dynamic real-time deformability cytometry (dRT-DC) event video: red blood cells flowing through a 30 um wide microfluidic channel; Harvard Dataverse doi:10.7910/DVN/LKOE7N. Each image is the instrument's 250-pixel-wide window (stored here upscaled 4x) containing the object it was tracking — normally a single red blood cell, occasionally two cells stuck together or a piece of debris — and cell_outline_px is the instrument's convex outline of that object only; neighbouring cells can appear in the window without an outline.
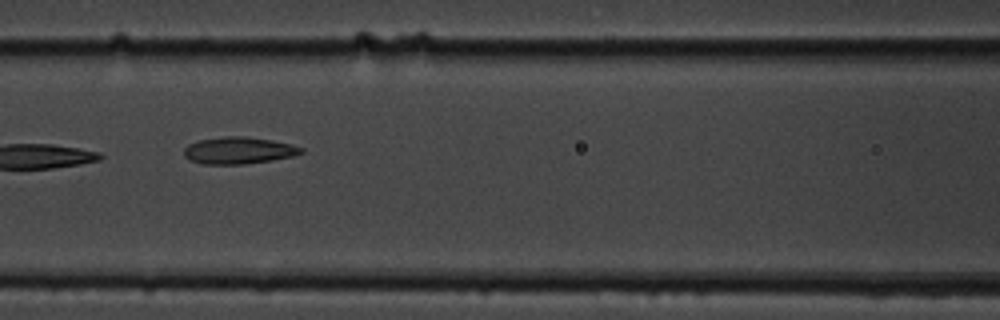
{"species": "common noctule bat (a hibernating species)", "species_latin": "Nyctalus noctula", "temperature_condition": "cold", "stored_images_in_passage": 16, "camera_frame_rate_fps": 3000, "um_per_image_px": 0.085, "animal": {"sex": "male", "body_mass_g": 19.5, "forearm_length_mm": 54.6}, "frame": {"image": 1, "passage_image": 7, "time_ms": 7.667, "image_size_px": [1000, 320], "cell_outline_px": [[304, 152], [292, 156], [272, 160], [244, 164], [200, 164], [188, 160], [184, 156], [184, 148], [188, 144], [200, 140], [224, 136], [244, 136], [272, 140], [292, 144], [304, 148]], "centroid_in_image_um": [20.27, 12.79], "position_along_channel_um": 146.3, "area_um2": 18.5}}
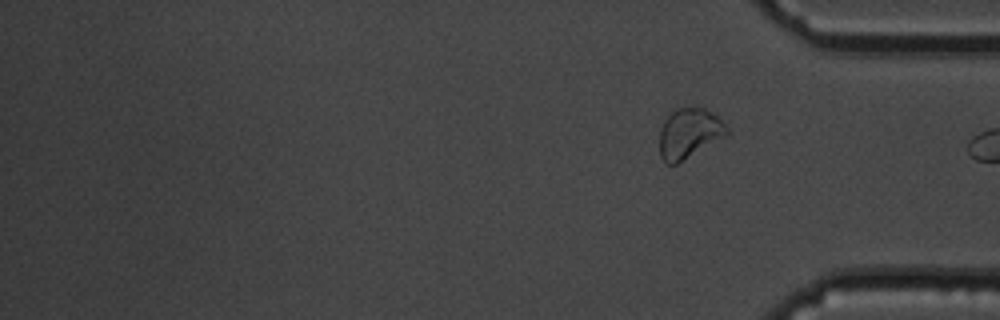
{"frame": {"image": 2, "passage_image": 16, "time_ms": 19.0, "image_size_px": [1000, 320], "cell_outline_px": [[728, 136], [676, 164], [668, 164], [660, 156], [660, 132], [664, 120], [676, 108], [704, 108], [712, 112], [728, 128]], "centroid_in_image_um": [58.6, 11.34], "position_along_channel_um": 376.6, "area_um2": 19.48}, "authors_computed_cell_mechanics": {"area_um2": 19.7965, "velocity_mm_per_s": 3.5259, "shape_relaxation_time_tau1_ms": 8.4742, "shape_relaxation_time_tau2_ms": 2.0945, "deformation_change_tau1": 0.1564, "deformation_change_tau2": 0.0793}}